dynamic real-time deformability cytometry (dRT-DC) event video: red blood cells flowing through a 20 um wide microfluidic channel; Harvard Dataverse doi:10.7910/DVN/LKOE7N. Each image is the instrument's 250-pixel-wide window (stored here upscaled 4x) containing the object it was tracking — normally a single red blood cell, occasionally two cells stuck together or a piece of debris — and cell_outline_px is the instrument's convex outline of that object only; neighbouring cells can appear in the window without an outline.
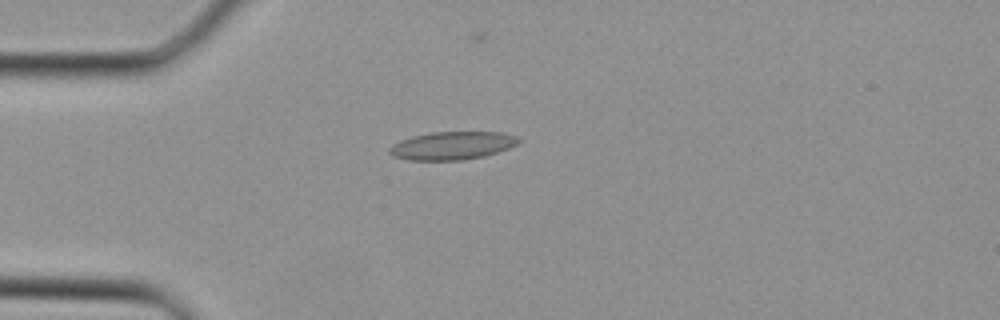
{"species": "Egyptian fruit bat (a non-hibernating species)", "species_latin": "Rousettus aegyptiacus", "temperature_condition": "cold", "stored_images_in_passage": 7, "camera_frame_rate_fps": 3000, "um_per_image_px": 0.085, "animal": {"sex": "female"}, "frame": {"image": 1, "passage_image": 1, "time_ms": 0.0, "image_size_px": [1000, 320], "cell_outline_px": [[524, 140], [508, 148], [484, 156], [460, 160], [408, 160], [392, 156], [388, 152], [388, 148], [392, 144], [400, 140], [412, 136], [432, 132], [500, 132], [516, 136]], "centroid_in_image_um": [38.4, 12.37], "position_along_channel_um": 46.6, "area_um2": 21.15}}
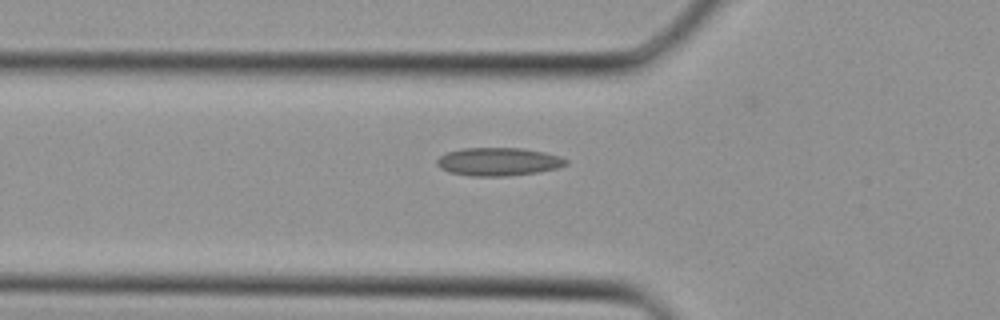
{"frame": {"image": 2, "passage_image": 4, "time_ms": 1.0, "image_size_px": [1000, 320], "cell_outline_px": [[568, 164], [560, 168], [536, 172], [508, 176], [472, 176], [448, 172], [440, 168], [436, 164], [436, 160], [440, 156], [448, 152], [464, 148], [524, 148], [544, 152], [560, 156], [568, 160]], "centroid_in_image_um": [42.38, 13.74], "position_along_channel_um": 83.4, "area_um2": 21.27}}
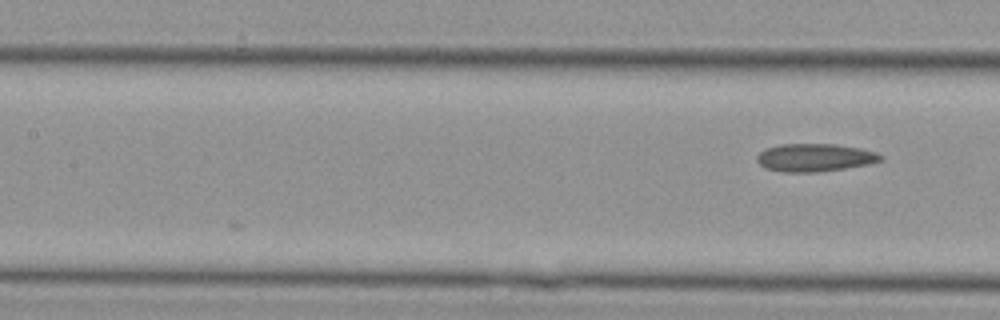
{"frame": {"image": 3, "passage_image": 7, "time_ms": 2.0, "image_size_px": [1000, 320], "cell_outline_px": [[884, 160], [868, 164], [844, 168], [816, 172], [784, 172], [764, 168], [756, 160], [756, 156], [764, 148], [780, 144], [836, 144], [860, 148], [876, 152], [884, 156]], "centroid_in_image_um": [69.25, 13.39], "position_along_channel_um": 138.2, "area_um2": 20.23}}